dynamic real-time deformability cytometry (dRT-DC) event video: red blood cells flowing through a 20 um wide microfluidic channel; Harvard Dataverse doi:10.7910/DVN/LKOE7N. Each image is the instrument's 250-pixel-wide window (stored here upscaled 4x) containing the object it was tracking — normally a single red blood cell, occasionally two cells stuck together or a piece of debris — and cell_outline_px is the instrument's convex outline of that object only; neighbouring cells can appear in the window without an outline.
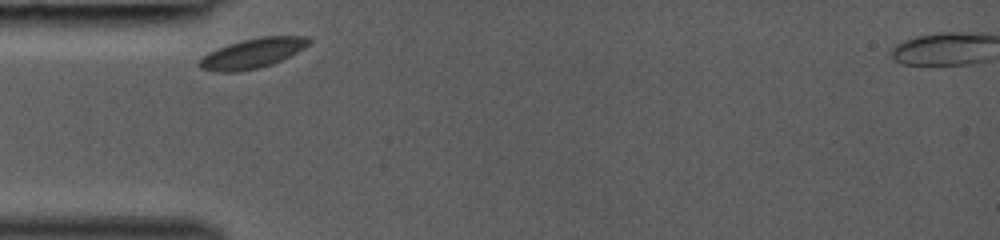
{"species": "common noctule bat (a hibernating species)", "species_latin": "Nyctalus noctula", "temperature_condition": "room temperature", "stored_images_in_passage": 26, "camera_frame_rate_fps": 3000, "um_per_image_px": 0.085, "animal": {"sex": "female", "body_mass_g": 19.0, "forearm_length_mm": 53.3}, "frame": {"image": 1, "passage_image": 1, "time_ms": 0.0, "image_size_px": [1000, 240], "cell_outline_px": [[312, 40], [304, 48], [272, 64], [260, 68], [236, 72], [220, 72], [200, 68], [196, 64], [208, 52], [228, 44], [260, 36], [308, 36]], "centroid_in_image_um": [21.45, 4.53], "position_along_channel_um": 63.5, "area_um2": 18.9}}
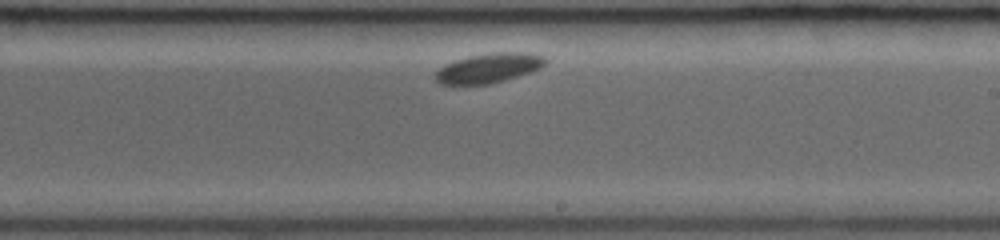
{"frame": {"image": 2, "passage_image": 15, "time_ms": 4.667, "image_size_px": [1000, 240], "cell_outline_px": [[548, 60], [540, 68], [504, 80], [488, 84], [440, 84], [436, 80], [436, 72], [444, 64], [468, 56], [492, 52], [528, 52], [544, 56]], "centroid_in_image_um": [41.55, 5.76], "position_along_channel_um": 247.5, "area_um2": 18.79}}
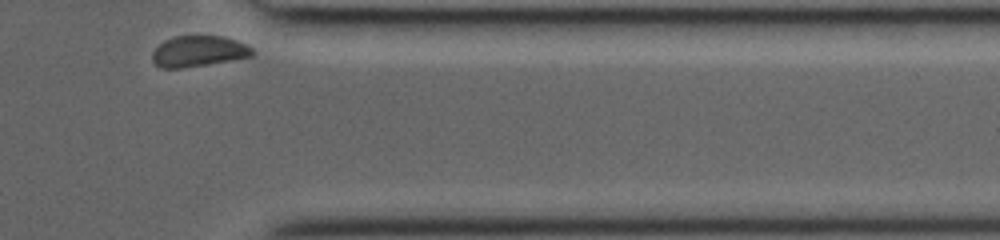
{"frame": {"image": 3, "passage_image": 26, "time_ms": 8.333, "image_size_px": [1000, 240], "cell_outline_px": [[256, 52], [252, 56], [180, 68], [160, 68], [152, 60], [152, 52], [164, 40], [176, 36], [220, 36], [236, 40], [252, 48]], "centroid_in_image_um": [16.85, 4.35], "position_along_channel_um": 394.5, "area_um2": 17.69}}